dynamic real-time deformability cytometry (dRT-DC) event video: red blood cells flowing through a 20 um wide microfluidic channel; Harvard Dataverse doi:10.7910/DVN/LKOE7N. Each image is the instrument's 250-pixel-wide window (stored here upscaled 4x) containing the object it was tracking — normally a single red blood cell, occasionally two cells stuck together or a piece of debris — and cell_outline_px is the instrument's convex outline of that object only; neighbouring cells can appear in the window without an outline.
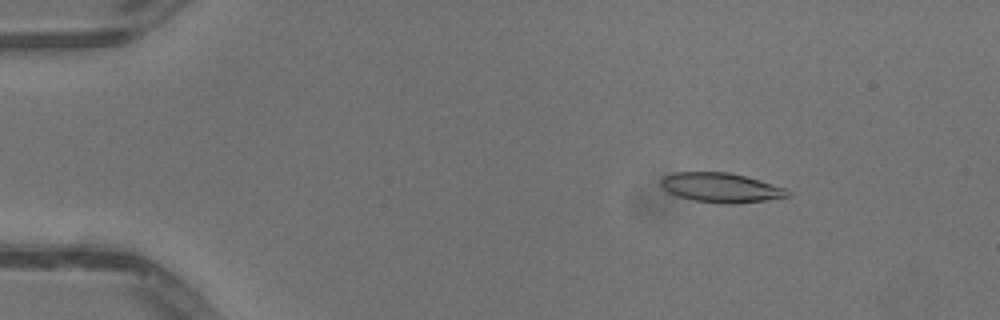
{"species": "common noctule bat (a hibernating species)", "species_latin": "Nyctalus noctula", "temperature_condition": "warm", "stored_images_in_passage": 51, "camera_frame_rate_fps": 3000, "um_per_image_px": 0.085, "animal": {"sex": "male", "body_mass_g": 13.3}, "frame": {"image": 1, "passage_image": 8, "time_ms": 2.333, "image_size_px": [1000, 320], "cell_outline_px": [[792, 196], [736, 204], [728, 204], [692, 200], [676, 196], [668, 192], [660, 184], [660, 180], [664, 176], [676, 172], [728, 172], [760, 180], [788, 188], [792, 192]], "centroid_in_image_um": [61.32, 15.95], "position_along_channel_um": 23.7, "area_um2": 21.96}}
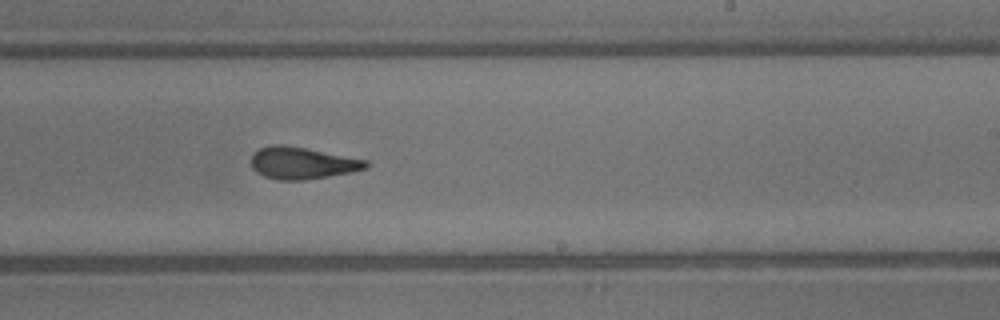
{"frame": {"image": 2, "passage_image": 32, "time_ms": 10.333, "image_size_px": [1000, 320], "cell_outline_px": [[372, 164], [368, 168], [352, 172], [304, 180], [276, 180], [264, 176], [256, 172], [252, 168], [252, 152], [260, 148], [272, 144], [284, 144], [368, 160]], "centroid_in_image_um": [25.7, 13.86], "position_along_channel_um": 263.3, "area_um2": 21.56}}
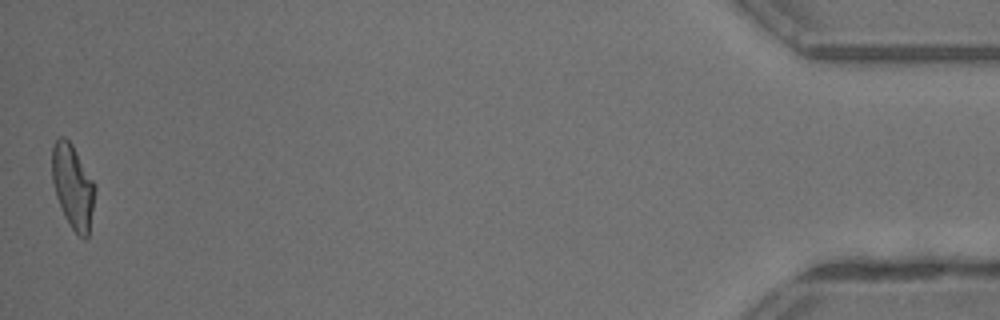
{"frame": {"image": 3, "passage_image": 51, "time_ms": 16.667, "image_size_px": [1000, 320], "cell_outline_px": [[96, 188], [88, 236], [84, 240], [72, 228], [64, 216], [56, 196], [52, 180], [52, 148], [56, 140], [60, 136], [64, 136], [72, 144], [96, 184]], "centroid_in_image_um": [6.2, 15.83], "position_along_channel_um": 429.0, "area_um2": 20.98}, "authors_computed_cell_mechanics": {"area_um2": 21.6172, "velocity_mm_per_s": 4.1094, "shape_relaxation_time_tau1_ms": 8.8351, "shape_relaxation_time_tau2_ms": 2.0089, "deformation_change_tau1": 0.251, "deformation_change_tau2": 0.1112}}